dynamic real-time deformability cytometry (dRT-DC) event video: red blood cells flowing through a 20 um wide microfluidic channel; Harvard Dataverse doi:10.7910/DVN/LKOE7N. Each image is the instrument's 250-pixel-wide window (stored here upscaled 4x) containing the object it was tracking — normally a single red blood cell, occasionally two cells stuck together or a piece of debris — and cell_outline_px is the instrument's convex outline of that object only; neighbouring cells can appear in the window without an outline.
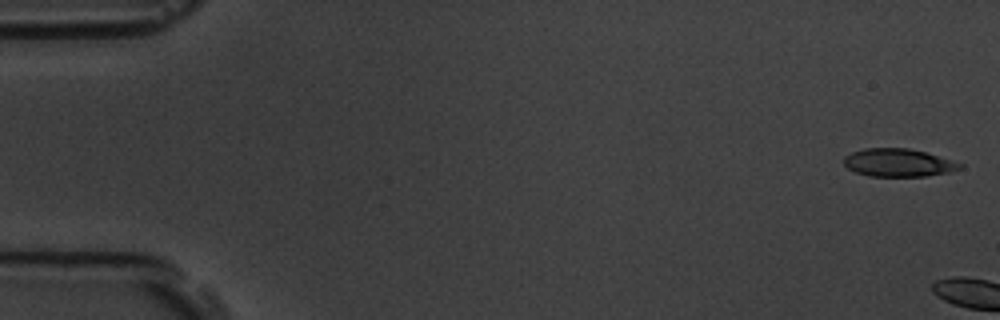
{"species": "common noctule bat (a hibernating species)", "species_latin": "Nyctalus noctula", "temperature_condition": "room temperature", "stored_images_in_passage": 4, "camera_frame_rate_fps": 3000, "um_per_image_px": 0.085, "animal": {"sex": "male", "body_mass_g": 19.5, "forearm_length_mm": 54.6}, "frame": {"image": 1, "passage_image": 1, "time_ms": 0.0, "image_size_px": [1000, 320], "cell_outline_px": [[964, 168], [948, 172], [924, 176], [868, 176], [856, 172], [848, 168], [844, 164], [844, 156], [852, 152], [864, 148], [908, 148], [924, 152], [964, 164]], "centroid_in_image_um": [76.35, 13.83], "position_along_channel_um": 8.7, "area_um2": 18.79}}